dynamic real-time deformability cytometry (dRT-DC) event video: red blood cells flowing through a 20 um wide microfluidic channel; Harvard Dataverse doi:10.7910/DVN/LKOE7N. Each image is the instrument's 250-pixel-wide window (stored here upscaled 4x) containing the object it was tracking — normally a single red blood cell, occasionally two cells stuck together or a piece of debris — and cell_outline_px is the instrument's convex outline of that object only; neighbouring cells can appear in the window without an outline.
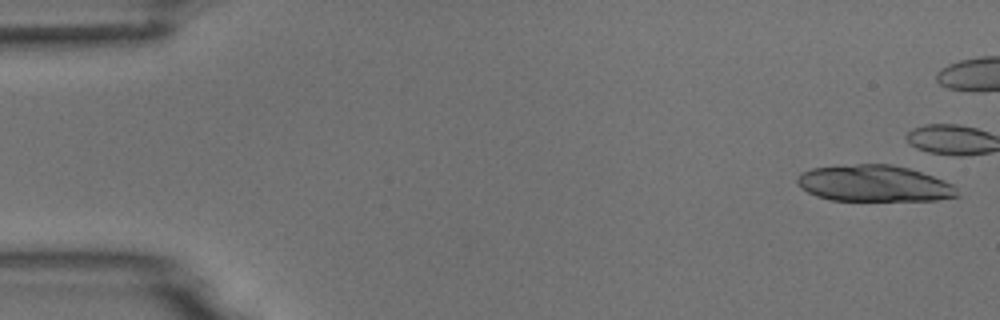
{"species": "common noctule bat (a hibernating species)", "species_latin": "Nyctalus noctula", "temperature_condition": "room temperature", "stored_images_in_passage": 9, "camera_frame_rate_fps": 3000, "um_per_image_px": 0.085, "animal": {"sex": "male", "body_mass_g": 18.8}, "frame": {"image": 1, "passage_image": 1, "time_ms": 0.0, "image_size_px": [1000, 320], "cell_outline_px": [[960, 196], [936, 200], [832, 200], [816, 196], [800, 188], [796, 180], [800, 172], [812, 168], [856, 164], [892, 164], [908, 168], [944, 180], [952, 184], [956, 188]], "centroid_in_image_um": [74.29, 15.59], "position_along_channel_um": 10.7, "area_um2": 33.87}}